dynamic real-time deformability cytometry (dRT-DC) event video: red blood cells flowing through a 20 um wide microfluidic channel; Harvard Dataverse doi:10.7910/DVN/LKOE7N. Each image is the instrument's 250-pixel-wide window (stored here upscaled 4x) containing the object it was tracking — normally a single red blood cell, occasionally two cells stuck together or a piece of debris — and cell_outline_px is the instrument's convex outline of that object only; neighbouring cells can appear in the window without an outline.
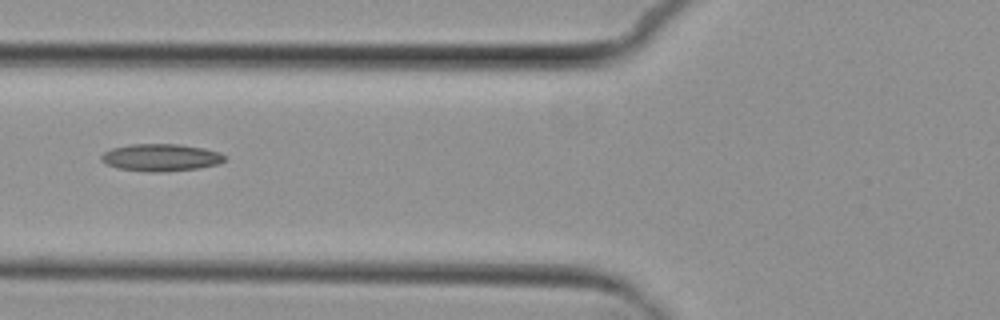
{"species": "common noctule bat (a hibernating species)", "species_latin": "Nyctalus noctula", "temperature_condition": "cold", "stored_images_in_passage": 2, "camera_frame_rate_fps": 3000, "um_per_image_px": 0.085, "animal": {"sex": "female", "body_mass_g": 29.2, "forearm_length_mm": 56.3}, "frame": {"image": 1, "passage_image": 2, "time_ms": 1.0, "image_size_px": [1000, 320], "cell_outline_px": [[224, 160], [220, 164], [200, 168], [160, 172], [148, 172], [116, 168], [100, 160], [100, 156], [104, 152], [112, 148], [132, 144], [180, 144], [204, 148], [220, 152], [224, 156]], "centroid_in_image_um": [13.67, 13.39], "position_along_channel_um": 112.1, "area_um2": 19.71}}